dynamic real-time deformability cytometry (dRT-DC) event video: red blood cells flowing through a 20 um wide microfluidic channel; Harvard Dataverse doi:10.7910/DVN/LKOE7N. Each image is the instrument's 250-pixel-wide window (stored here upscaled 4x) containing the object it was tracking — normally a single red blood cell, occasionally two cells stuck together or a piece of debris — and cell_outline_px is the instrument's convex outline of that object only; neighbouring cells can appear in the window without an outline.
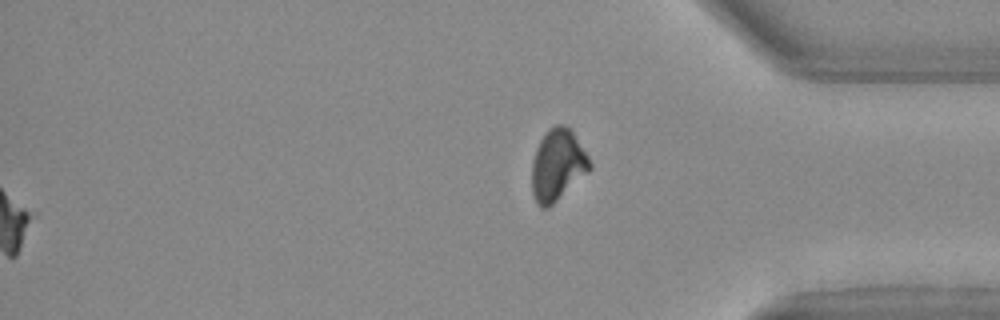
{"species": "Egyptian fruit bat (a non-hibernating species)", "species_latin": "Rousettus aegyptiacus", "temperature_condition": "warm", "stored_images_in_passage": 32, "segment_of_instrument_passage": [2, 2], "camera_frame_rate_fps": 3000, "um_per_image_px": 0.085, "animal": {"sex": "female"}, "frame": {"image": 1, "passage_image": 32, "time_ms": 10.333, "image_size_px": [1000, 320], "cell_outline_px": [[592, 168], [588, 172], [548, 208], [540, 208], [536, 204], [532, 192], [532, 160], [536, 148], [540, 140], [548, 128], [556, 124], [564, 124], [572, 132], [588, 156], [592, 164]], "centroid_in_image_um": [47.37, 14.03], "position_along_channel_um": 387.8, "area_um2": 24.04}}